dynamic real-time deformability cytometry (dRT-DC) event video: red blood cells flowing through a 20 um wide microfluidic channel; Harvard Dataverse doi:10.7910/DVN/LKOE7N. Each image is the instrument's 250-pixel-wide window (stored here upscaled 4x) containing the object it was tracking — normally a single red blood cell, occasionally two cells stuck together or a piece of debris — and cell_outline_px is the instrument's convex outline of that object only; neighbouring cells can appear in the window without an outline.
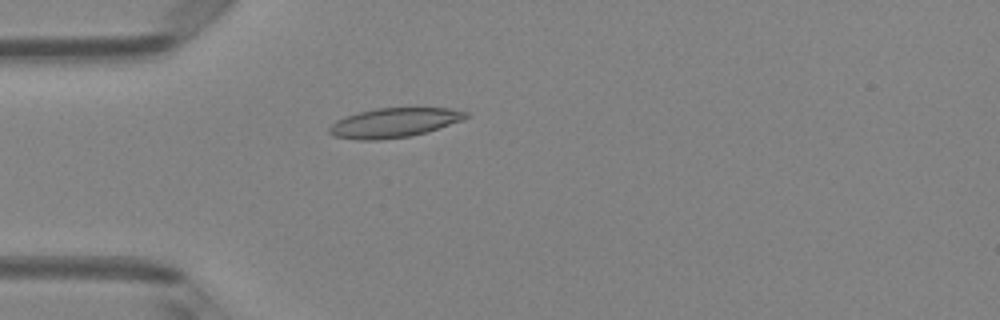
{"species": "Egyptian fruit bat (a non-hibernating species)", "species_latin": "Rousettus aegyptiacus", "temperature_condition": "room temperature", "stored_images_in_passage": 4, "camera_frame_rate_fps": 3000, "um_per_image_px": 0.085, "animal": {"sex": "female"}, "frame": {"image": 1, "passage_image": 4, "time_ms": 1.0, "image_size_px": [1000, 320], "cell_outline_px": [[468, 116], [464, 120], [440, 128], [412, 136], [380, 140], [360, 140], [332, 136], [328, 132], [328, 128], [336, 120], [360, 112], [376, 108], [448, 108], [468, 112]], "centroid_in_image_um": [33.51, 10.44], "position_along_channel_um": 51.5, "area_um2": 23.47}}